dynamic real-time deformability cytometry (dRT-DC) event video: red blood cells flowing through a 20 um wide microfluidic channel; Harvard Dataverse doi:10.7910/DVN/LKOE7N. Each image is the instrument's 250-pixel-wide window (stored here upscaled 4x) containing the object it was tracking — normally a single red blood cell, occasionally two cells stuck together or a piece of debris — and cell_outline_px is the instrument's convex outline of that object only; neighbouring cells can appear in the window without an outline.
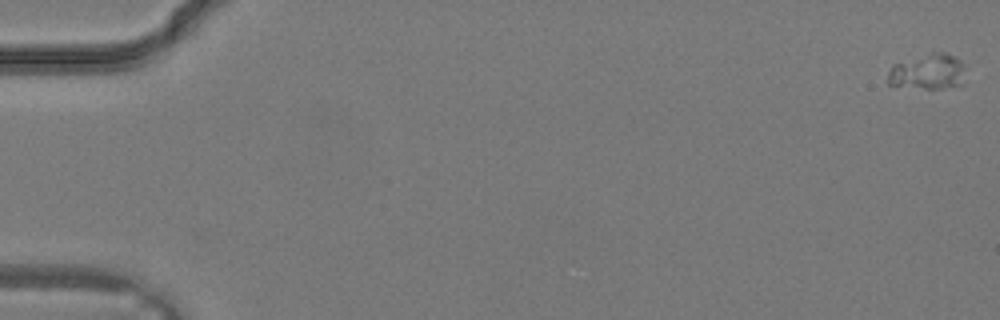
{"species": "common noctule bat (a hibernating species)", "species_latin": "Nyctalus noctula", "temperature_condition": "warm", "stored_images_in_passage": 36, "camera_frame_rate_fps": 3000, "um_per_image_px": 0.085, "animal": {"sex": "male", "body_mass_g": 19.2, "forearm_length_mm": 51.8}, "frame": {"image": 1, "passage_image": 1, "time_ms": 0.0, "image_size_px": [1000, 320], "cell_outline_px": [[964, 84], [940, 88], [924, 88], [888, 84], [888, 72], [892, 64], [932, 52], [944, 52], [960, 60], [964, 64]], "centroid_in_image_um": [78.88, 6.08], "position_along_channel_um": 6.1, "area_um2": 15.95}}
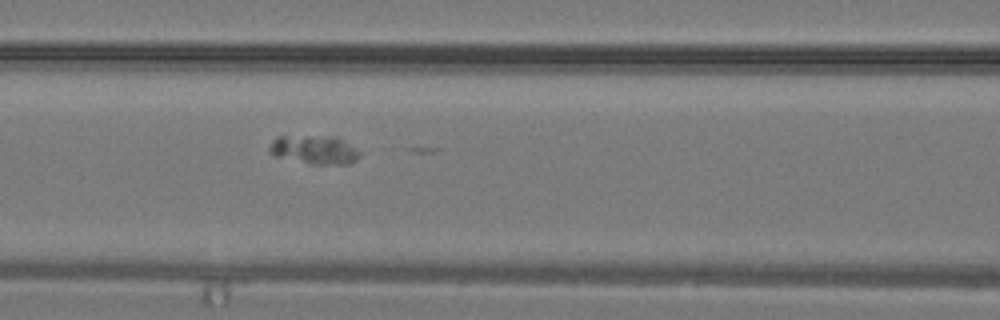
{"frame": {"image": 2, "passage_image": 17, "time_ms": 5.333, "image_size_px": [1000, 320], "cell_outline_px": [[360, 156], [356, 160], [348, 164], [312, 164], [276, 156], [268, 152], [268, 148], [272, 140], [276, 136], [332, 136], [340, 140], [360, 152]], "centroid_in_image_um": [26.66, 12.73], "position_along_channel_um": 139.9, "area_um2": 14.85}}
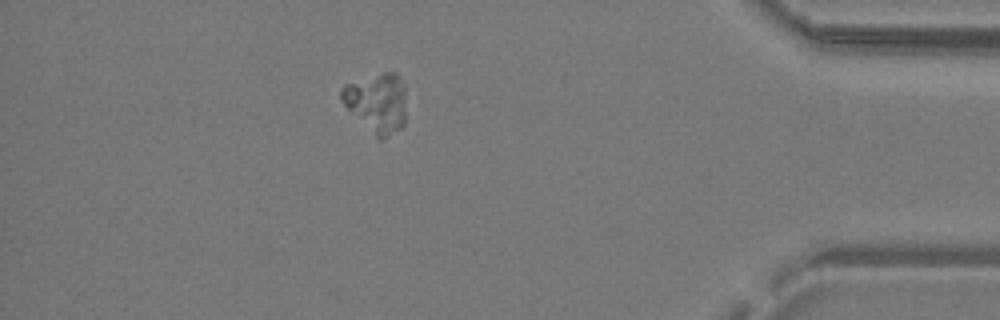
{"frame": {"image": 3, "passage_image": 32, "time_ms": 10.333, "image_size_px": [1000, 320], "cell_outline_px": [[404, 124], [400, 128], [380, 140], [340, 100], [340, 88], [344, 84], [384, 72], [396, 72], [400, 76], [404, 88]], "centroid_in_image_um": [32.03, 8.69], "position_along_channel_um": 403.2, "area_um2": 21.91}}